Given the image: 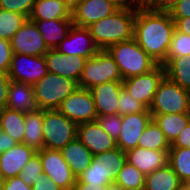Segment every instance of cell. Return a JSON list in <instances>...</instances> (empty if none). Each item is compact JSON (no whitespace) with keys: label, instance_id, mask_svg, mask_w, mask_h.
I'll use <instances>...</instances> for the list:
<instances>
[{"label":"cell","instance_id":"6da1fadb","mask_svg":"<svg viewBox=\"0 0 190 190\" xmlns=\"http://www.w3.org/2000/svg\"><path fill=\"white\" fill-rule=\"evenodd\" d=\"M175 31V22L169 12L156 11L141 4L137 7L134 39L157 63L163 65Z\"/></svg>","mask_w":190,"mask_h":190},{"label":"cell","instance_id":"7a4b0ae2","mask_svg":"<svg viewBox=\"0 0 190 190\" xmlns=\"http://www.w3.org/2000/svg\"><path fill=\"white\" fill-rule=\"evenodd\" d=\"M136 11L137 8L118 9L86 27L99 50L134 38Z\"/></svg>","mask_w":190,"mask_h":190},{"label":"cell","instance_id":"3957f363","mask_svg":"<svg viewBox=\"0 0 190 190\" xmlns=\"http://www.w3.org/2000/svg\"><path fill=\"white\" fill-rule=\"evenodd\" d=\"M107 50L114 58L123 80L147 73L157 65L134 38L114 44Z\"/></svg>","mask_w":190,"mask_h":190},{"label":"cell","instance_id":"277c9868","mask_svg":"<svg viewBox=\"0 0 190 190\" xmlns=\"http://www.w3.org/2000/svg\"><path fill=\"white\" fill-rule=\"evenodd\" d=\"M78 84L64 76L48 72L33 85L37 108L42 110L58 109Z\"/></svg>","mask_w":190,"mask_h":190},{"label":"cell","instance_id":"5b68a950","mask_svg":"<svg viewBox=\"0 0 190 190\" xmlns=\"http://www.w3.org/2000/svg\"><path fill=\"white\" fill-rule=\"evenodd\" d=\"M149 111L151 114L190 113V92L165 76L159 83Z\"/></svg>","mask_w":190,"mask_h":190},{"label":"cell","instance_id":"8992f818","mask_svg":"<svg viewBox=\"0 0 190 190\" xmlns=\"http://www.w3.org/2000/svg\"><path fill=\"white\" fill-rule=\"evenodd\" d=\"M110 81H123L118 66L108 50H99L88 58L78 81V87L90 89Z\"/></svg>","mask_w":190,"mask_h":190},{"label":"cell","instance_id":"52a82bcc","mask_svg":"<svg viewBox=\"0 0 190 190\" xmlns=\"http://www.w3.org/2000/svg\"><path fill=\"white\" fill-rule=\"evenodd\" d=\"M44 148L61 150L77 137V124L57 109L43 110Z\"/></svg>","mask_w":190,"mask_h":190},{"label":"cell","instance_id":"ba28073f","mask_svg":"<svg viewBox=\"0 0 190 190\" xmlns=\"http://www.w3.org/2000/svg\"><path fill=\"white\" fill-rule=\"evenodd\" d=\"M77 125L97 119L98 113L90 89L77 87L57 109Z\"/></svg>","mask_w":190,"mask_h":190},{"label":"cell","instance_id":"9c48e42d","mask_svg":"<svg viewBox=\"0 0 190 190\" xmlns=\"http://www.w3.org/2000/svg\"><path fill=\"white\" fill-rule=\"evenodd\" d=\"M164 77V65L157 64L147 73L124 79L122 81L123 88L149 109L152 105L159 83Z\"/></svg>","mask_w":190,"mask_h":190},{"label":"cell","instance_id":"30bf717a","mask_svg":"<svg viewBox=\"0 0 190 190\" xmlns=\"http://www.w3.org/2000/svg\"><path fill=\"white\" fill-rule=\"evenodd\" d=\"M8 72L12 81L33 86L48 73V68L44 55L13 54Z\"/></svg>","mask_w":190,"mask_h":190},{"label":"cell","instance_id":"8fae6325","mask_svg":"<svg viewBox=\"0 0 190 190\" xmlns=\"http://www.w3.org/2000/svg\"><path fill=\"white\" fill-rule=\"evenodd\" d=\"M36 153L40 156L44 174L49 179L53 180L63 190L74 189L77 178L63 159L60 150L42 148Z\"/></svg>","mask_w":190,"mask_h":190},{"label":"cell","instance_id":"7c38bea8","mask_svg":"<svg viewBox=\"0 0 190 190\" xmlns=\"http://www.w3.org/2000/svg\"><path fill=\"white\" fill-rule=\"evenodd\" d=\"M13 54L43 56L49 50L34 21L27 19L10 40Z\"/></svg>","mask_w":190,"mask_h":190},{"label":"cell","instance_id":"4fadbf2b","mask_svg":"<svg viewBox=\"0 0 190 190\" xmlns=\"http://www.w3.org/2000/svg\"><path fill=\"white\" fill-rule=\"evenodd\" d=\"M59 53L67 56H80L86 59L96 55L99 48L86 27L73 25L67 36L55 48Z\"/></svg>","mask_w":190,"mask_h":190},{"label":"cell","instance_id":"5bb4252c","mask_svg":"<svg viewBox=\"0 0 190 190\" xmlns=\"http://www.w3.org/2000/svg\"><path fill=\"white\" fill-rule=\"evenodd\" d=\"M151 120L150 112L123 115L121 133L116 141L117 147L124 152L135 149L138 146L139 137Z\"/></svg>","mask_w":190,"mask_h":190},{"label":"cell","instance_id":"9a60e30c","mask_svg":"<svg viewBox=\"0 0 190 190\" xmlns=\"http://www.w3.org/2000/svg\"><path fill=\"white\" fill-rule=\"evenodd\" d=\"M118 8L106 0H82L71 12L73 25L88 27L90 24L112 15Z\"/></svg>","mask_w":190,"mask_h":190},{"label":"cell","instance_id":"2e32d148","mask_svg":"<svg viewBox=\"0 0 190 190\" xmlns=\"http://www.w3.org/2000/svg\"><path fill=\"white\" fill-rule=\"evenodd\" d=\"M44 58L48 72L74 80L77 84L87 61L84 57L61 54L56 49H49Z\"/></svg>","mask_w":190,"mask_h":190},{"label":"cell","instance_id":"e0dca14e","mask_svg":"<svg viewBox=\"0 0 190 190\" xmlns=\"http://www.w3.org/2000/svg\"><path fill=\"white\" fill-rule=\"evenodd\" d=\"M77 138L93 155L117 148L116 140L101 128L97 120L79 124Z\"/></svg>","mask_w":190,"mask_h":190},{"label":"cell","instance_id":"ac0fdd59","mask_svg":"<svg viewBox=\"0 0 190 190\" xmlns=\"http://www.w3.org/2000/svg\"><path fill=\"white\" fill-rule=\"evenodd\" d=\"M122 81H110L90 88L98 116L118 114V100Z\"/></svg>","mask_w":190,"mask_h":190},{"label":"cell","instance_id":"d6986e66","mask_svg":"<svg viewBox=\"0 0 190 190\" xmlns=\"http://www.w3.org/2000/svg\"><path fill=\"white\" fill-rule=\"evenodd\" d=\"M126 161L145 176L168 163V151L136 147L126 152Z\"/></svg>","mask_w":190,"mask_h":190},{"label":"cell","instance_id":"ffe728a7","mask_svg":"<svg viewBox=\"0 0 190 190\" xmlns=\"http://www.w3.org/2000/svg\"><path fill=\"white\" fill-rule=\"evenodd\" d=\"M36 153L25 143H17L11 149L0 154V174L3 180L19 176L23 166Z\"/></svg>","mask_w":190,"mask_h":190},{"label":"cell","instance_id":"44dd1931","mask_svg":"<svg viewBox=\"0 0 190 190\" xmlns=\"http://www.w3.org/2000/svg\"><path fill=\"white\" fill-rule=\"evenodd\" d=\"M60 151L76 178L91 165L94 158L91 151L77 137Z\"/></svg>","mask_w":190,"mask_h":190},{"label":"cell","instance_id":"7402d4cb","mask_svg":"<svg viewBox=\"0 0 190 190\" xmlns=\"http://www.w3.org/2000/svg\"><path fill=\"white\" fill-rule=\"evenodd\" d=\"M7 108L23 113L36 110L37 105L33 86L17 81H11L8 90Z\"/></svg>","mask_w":190,"mask_h":190},{"label":"cell","instance_id":"603a6c76","mask_svg":"<svg viewBox=\"0 0 190 190\" xmlns=\"http://www.w3.org/2000/svg\"><path fill=\"white\" fill-rule=\"evenodd\" d=\"M36 23L49 49H55L73 26L72 19L31 20Z\"/></svg>","mask_w":190,"mask_h":190},{"label":"cell","instance_id":"cb8c5ba5","mask_svg":"<svg viewBox=\"0 0 190 190\" xmlns=\"http://www.w3.org/2000/svg\"><path fill=\"white\" fill-rule=\"evenodd\" d=\"M43 110H36L25 113V134L23 143L34 151L39 152L44 148L43 138Z\"/></svg>","mask_w":190,"mask_h":190},{"label":"cell","instance_id":"d4e9b609","mask_svg":"<svg viewBox=\"0 0 190 190\" xmlns=\"http://www.w3.org/2000/svg\"><path fill=\"white\" fill-rule=\"evenodd\" d=\"M163 65L165 76L190 92V55L167 57Z\"/></svg>","mask_w":190,"mask_h":190},{"label":"cell","instance_id":"484cf974","mask_svg":"<svg viewBox=\"0 0 190 190\" xmlns=\"http://www.w3.org/2000/svg\"><path fill=\"white\" fill-rule=\"evenodd\" d=\"M30 20L72 19L63 0H36Z\"/></svg>","mask_w":190,"mask_h":190},{"label":"cell","instance_id":"4316f807","mask_svg":"<svg viewBox=\"0 0 190 190\" xmlns=\"http://www.w3.org/2000/svg\"><path fill=\"white\" fill-rule=\"evenodd\" d=\"M181 184L179 177L167 163L146 175L144 190H177Z\"/></svg>","mask_w":190,"mask_h":190},{"label":"cell","instance_id":"83f0119b","mask_svg":"<svg viewBox=\"0 0 190 190\" xmlns=\"http://www.w3.org/2000/svg\"><path fill=\"white\" fill-rule=\"evenodd\" d=\"M152 119L172 144L183 128L190 122V113L152 114Z\"/></svg>","mask_w":190,"mask_h":190},{"label":"cell","instance_id":"f1b7e54d","mask_svg":"<svg viewBox=\"0 0 190 190\" xmlns=\"http://www.w3.org/2000/svg\"><path fill=\"white\" fill-rule=\"evenodd\" d=\"M0 129L17 143H23L25 134V113L9 108L0 110Z\"/></svg>","mask_w":190,"mask_h":190},{"label":"cell","instance_id":"f546056e","mask_svg":"<svg viewBox=\"0 0 190 190\" xmlns=\"http://www.w3.org/2000/svg\"><path fill=\"white\" fill-rule=\"evenodd\" d=\"M138 147L158 151H169L171 144L157 123L152 119L139 137Z\"/></svg>","mask_w":190,"mask_h":190},{"label":"cell","instance_id":"4dcf8cb0","mask_svg":"<svg viewBox=\"0 0 190 190\" xmlns=\"http://www.w3.org/2000/svg\"><path fill=\"white\" fill-rule=\"evenodd\" d=\"M115 179L111 171L93 158L91 165L77 177L76 183L107 186L115 182Z\"/></svg>","mask_w":190,"mask_h":190},{"label":"cell","instance_id":"1f68e13d","mask_svg":"<svg viewBox=\"0 0 190 190\" xmlns=\"http://www.w3.org/2000/svg\"><path fill=\"white\" fill-rule=\"evenodd\" d=\"M168 164L182 183L190 181V148H170Z\"/></svg>","mask_w":190,"mask_h":190},{"label":"cell","instance_id":"d6a6232c","mask_svg":"<svg viewBox=\"0 0 190 190\" xmlns=\"http://www.w3.org/2000/svg\"><path fill=\"white\" fill-rule=\"evenodd\" d=\"M145 175L127 161L118 172L115 183L124 190H144Z\"/></svg>","mask_w":190,"mask_h":190},{"label":"cell","instance_id":"836d02e7","mask_svg":"<svg viewBox=\"0 0 190 190\" xmlns=\"http://www.w3.org/2000/svg\"><path fill=\"white\" fill-rule=\"evenodd\" d=\"M27 19L20 13L0 9V39L10 41Z\"/></svg>","mask_w":190,"mask_h":190},{"label":"cell","instance_id":"e575fe53","mask_svg":"<svg viewBox=\"0 0 190 190\" xmlns=\"http://www.w3.org/2000/svg\"><path fill=\"white\" fill-rule=\"evenodd\" d=\"M94 159L103 164L108 169V171L112 172V175L116 178L118 172L126 163V152L117 147L113 150L94 155Z\"/></svg>","mask_w":190,"mask_h":190},{"label":"cell","instance_id":"d590c367","mask_svg":"<svg viewBox=\"0 0 190 190\" xmlns=\"http://www.w3.org/2000/svg\"><path fill=\"white\" fill-rule=\"evenodd\" d=\"M44 173L40 156L35 153L32 158L23 166L19 177L27 186L32 187L33 184L42 178Z\"/></svg>","mask_w":190,"mask_h":190},{"label":"cell","instance_id":"8d00e7d4","mask_svg":"<svg viewBox=\"0 0 190 190\" xmlns=\"http://www.w3.org/2000/svg\"><path fill=\"white\" fill-rule=\"evenodd\" d=\"M140 112L150 111L142 102L130 95L125 88H122L118 100V114L123 116Z\"/></svg>","mask_w":190,"mask_h":190},{"label":"cell","instance_id":"74e56055","mask_svg":"<svg viewBox=\"0 0 190 190\" xmlns=\"http://www.w3.org/2000/svg\"><path fill=\"white\" fill-rule=\"evenodd\" d=\"M190 55V35L175 29L167 57H180Z\"/></svg>","mask_w":190,"mask_h":190},{"label":"cell","instance_id":"f35d334b","mask_svg":"<svg viewBox=\"0 0 190 190\" xmlns=\"http://www.w3.org/2000/svg\"><path fill=\"white\" fill-rule=\"evenodd\" d=\"M96 120L101 128L117 141L121 133L122 116L119 114H108L97 116Z\"/></svg>","mask_w":190,"mask_h":190},{"label":"cell","instance_id":"ab89813d","mask_svg":"<svg viewBox=\"0 0 190 190\" xmlns=\"http://www.w3.org/2000/svg\"><path fill=\"white\" fill-rule=\"evenodd\" d=\"M35 1L36 0H0V9L20 13L29 19Z\"/></svg>","mask_w":190,"mask_h":190},{"label":"cell","instance_id":"60d3db41","mask_svg":"<svg viewBox=\"0 0 190 190\" xmlns=\"http://www.w3.org/2000/svg\"><path fill=\"white\" fill-rule=\"evenodd\" d=\"M13 52L9 40L0 39V70L9 71Z\"/></svg>","mask_w":190,"mask_h":190},{"label":"cell","instance_id":"b9f144b4","mask_svg":"<svg viewBox=\"0 0 190 190\" xmlns=\"http://www.w3.org/2000/svg\"><path fill=\"white\" fill-rule=\"evenodd\" d=\"M11 81L9 72L0 70V110L7 107L8 90Z\"/></svg>","mask_w":190,"mask_h":190},{"label":"cell","instance_id":"7bdbcfd3","mask_svg":"<svg viewBox=\"0 0 190 190\" xmlns=\"http://www.w3.org/2000/svg\"><path fill=\"white\" fill-rule=\"evenodd\" d=\"M180 0H146L143 4L156 11L169 12Z\"/></svg>","mask_w":190,"mask_h":190},{"label":"cell","instance_id":"ee69618b","mask_svg":"<svg viewBox=\"0 0 190 190\" xmlns=\"http://www.w3.org/2000/svg\"><path fill=\"white\" fill-rule=\"evenodd\" d=\"M169 13L172 18L190 17V0H180Z\"/></svg>","mask_w":190,"mask_h":190},{"label":"cell","instance_id":"f6af8a7d","mask_svg":"<svg viewBox=\"0 0 190 190\" xmlns=\"http://www.w3.org/2000/svg\"><path fill=\"white\" fill-rule=\"evenodd\" d=\"M171 148H190V122L179 133Z\"/></svg>","mask_w":190,"mask_h":190},{"label":"cell","instance_id":"bcb514c9","mask_svg":"<svg viewBox=\"0 0 190 190\" xmlns=\"http://www.w3.org/2000/svg\"><path fill=\"white\" fill-rule=\"evenodd\" d=\"M2 188L3 190H32V188L27 186L19 176L3 180Z\"/></svg>","mask_w":190,"mask_h":190},{"label":"cell","instance_id":"7dc6e473","mask_svg":"<svg viewBox=\"0 0 190 190\" xmlns=\"http://www.w3.org/2000/svg\"><path fill=\"white\" fill-rule=\"evenodd\" d=\"M31 188L32 190H63L44 173L42 174V178H40L37 183L33 184Z\"/></svg>","mask_w":190,"mask_h":190},{"label":"cell","instance_id":"c3c4849f","mask_svg":"<svg viewBox=\"0 0 190 190\" xmlns=\"http://www.w3.org/2000/svg\"><path fill=\"white\" fill-rule=\"evenodd\" d=\"M17 142L7 133L0 130V154L11 149Z\"/></svg>","mask_w":190,"mask_h":190},{"label":"cell","instance_id":"681fc988","mask_svg":"<svg viewBox=\"0 0 190 190\" xmlns=\"http://www.w3.org/2000/svg\"><path fill=\"white\" fill-rule=\"evenodd\" d=\"M172 19L175 22V29L177 31L190 35V17Z\"/></svg>","mask_w":190,"mask_h":190},{"label":"cell","instance_id":"f907efd6","mask_svg":"<svg viewBox=\"0 0 190 190\" xmlns=\"http://www.w3.org/2000/svg\"><path fill=\"white\" fill-rule=\"evenodd\" d=\"M114 4L118 9L137 8L142 3L140 0H106Z\"/></svg>","mask_w":190,"mask_h":190},{"label":"cell","instance_id":"816d5d0a","mask_svg":"<svg viewBox=\"0 0 190 190\" xmlns=\"http://www.w3.org/2000/svg\"><path fill=\"white\" fill-rule=\"evenodd\" d=\"M74 190H108L107 186L90 185L88 183H75Z\"/></svg>","mask_w":190,"mask_h":190},{"label":"cell","instance_id":"f5cc1de1","mask_svg":"<svg viewBox=\"0 0 190 190\" xmlns=\"http://www.w3.org/2000/svg\"><path fill=\"white\" fill-rule=\"evenodd\" d=\"M82 0H63L65 6L72 12Z\"/></svg>","mask_w":190,"mask_h":190},{"label":"cell","instance_id":"db71d44e","mask_svg":"<svg viewBox=\"0 0 190 190\" xmlns=\"http://www.w3.org/2000/svg\"><path fill=\"white\" fill-rule=\"evenodd\" d=\"M108 190H124V189L120 185L113 182L108 185Z\"/></svg>","mask_w":190,"mask_h":190},{"label":"cell","instance_id":"11a10c76","mask_svg":"<svg viewBox=\"0 0 190 190\" xmlns=\"http://www.w3.org/2000/svg\"><path fill=\"white\" fill-rule=\"evenodd\" d=\"M177 190H190V186L187 183H182Z\"/></svg>","mask_w":190,"mask_h":190},{"label":"cell","instance_id":"9f6ffc18","mask_svg":"<svg viewBox=\"0 0 190 190\" xmlns=\"http://www.w3.org/2000/svg\"><path fill=\"white\" fill-rule=\"evenodd\" d=\"M2 183H3V178L2 175L0 174V186H2Z\"/></svg>","mask_w":190,"mask_h":190}]
</instances>
